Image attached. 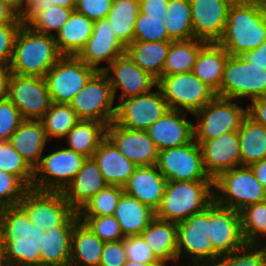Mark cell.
Instances as JSON below:
<instances>
[{
    "mask_svg": "<svg viewBox=\"0 0 266 266\" xmlns=\"http://www.w3.org/2000/svg\"><path fill=\"white\" fill-rule=\"evenodd\" d=\"M0 225L3 256L8 266H34L41 263L39 246L44 230L31 223L19 204L4 208Z\"/></svg>",
    "mask_w": 266,
    "mask_h": 266,
    "instance_id": "1",
    "label": "cell"
},
{
    "mask_svg": "<svg viewBox=\"0 0 266 266\" xmlns=\"http://www.w3.org/2000/svg\"><path fill=\"white\" fill-rule=\"evenodd\" d=\"M63 55L55 36L38 33L28 25L17 32L10 71L14 75L43 77Z\"/></svg>",
    "mask_w": 266,
    "mask_h": 266,
    "instance_id": "2",
    "label": "cell"
},
{
    "mask_svg": "<svg viewBox=\"0 0 266 266\" xmlns=\"http://www.w3.org/2000/svg\"><path fill=\"white\" fill-rule=\"evenodd\" d=\"M266 40V8L234 1L218 43L230 56L258 48Z\"/></svg>",
    "mask_w": 266,
    "mask_h": 266,
    "instance_id": "3",
    "label": "cell"
},
{
    "mask_svg": "<svg viewBox=\"0 0 266 266\" xmlns=\"http://www.w3.org/2000/svg\"><path fill=\"white\" fill-rule=\"evenodd\" d=\"M214 201V181H167L155 217L178 223L206 209Z\"/></svg>",
    "mask_w": 266,
    "mask_h": 266,
    "instance_id": "4",
    "label": "cell"
},
{
    "mask_svg": "<svg viewBox=\"0 0 266 266\" xmlns=\"http://www.w3.org/2000/svg\"><path fill=\"white\" fill-rule=\"evenodd\" d=\"M214 201L240 212L249 205L266 201V192L249 166H238L214 180Z\"/></svg>",
    "mask_w": 266,
    "mask_h": 266,
    "instance_id": "5",
    "label": "cell"
},
{
    "mask_svg": "<svg viewBox=\"0 0 266 266\" xmlns=\"http://www.w3.org/2000/svg\"><path fill=\"white\" fill-rule=\"evenodd\" d=\"M231 101V99L216 96L193 114L197 119V123H194L196 142H204L239 130L247 115V105L244 107L241 101Z\"/></svg>",
    "mask_w": 266,
    "mask_h": 266,
    "instance_id": "6",
    "label": "cell"
},
{
    "mask_svg": "<svg viewBox=\"0 0 266 266\" xmlns=\"http://www.w3.org/2000/svg\"><path fill=\"white\" fill-rule=\"evenodd\" d=\"M157 87L170 109L189 112L191 116L217 96L193 72L161 76Z\"/></svg>",
    "mask_w": 266,
    "mask_h": 266,
    "instance_id": "7",
    "label": "cell"
},
{
    "mask_svg": "<svg viewBox=\"0 0 266 266\" xmlns=\"http://www.w3.org/2000/svg\"><path fill=\"white\" fill-rule=\"evenodd\" d=\"M176 224L178 261L184 257L187 266H192L212 262L220 257L209 239V206ZM185 263L176 265L185 266Z\"/></svg>",
    "mask_w": 266,
    "mask_h": 266,
    "instance_id": "8",
    "label": "cell"
},
{
    "mask_svg": "<svg viewBox=\"0 0 266 266\" xmlns=\"http://www.w3.org/2000/svg\"><path fill=\"white\" fill-rule=\"evenodd\" d=\"M19 205L26 211L31 223L44 231L55 226H74L79 221L77 212L62 192L29 189Z\"/></svg>",
    "mask_w": 266,
    "mask_h": 266,
    "instance_id": "9",
    "label": "cell"
},
{
    "mask_svg": "<svg viewBox=\"0 0 266 266\" xmlns=\"http://www.w3.org/2000/svg\"><path fill=\"white\" fill-rule=\"evenodd\" d=\"M86 159L84 155L65 146L43 155L33 169L32 189L62 192L74 179Z\"/></svg>",
    "mask_w": 266,
    "mask_h": 266,
    "instance_id": "10",
    "label": "cell"
},
{
    "mask_svg": "<svg viewBox=\"0 0 266 266\" xmlns=\"http://www.w3.org/2000/svg\"><path fill=\"white\" fill-rule=\"evenodd\" d=\"M265 96L266 71L229 55L224 66L220 97L242 102V98H250L251 101Z\"/></svg>",
    "mask_w": 266,
    "mask_h": 266,
    "instance_id": "11",
    "label": "cell"
},
{
    "mask_svg": "<svg viewBox=\"0 0 266 266\" xmlns=\"http://www.w3.org/2000/svg\"><path fill=\"white\" fill-rule=\"evenodd\" d=\"M69 105L80 120H94L106 126L114 120L116 106L108 77L97 71Z\"/></svg>",
    "mask_w": 266,
    "mask_h": 266,
    "instance_id": "12",
    "label": "cell"
},
{
    "mask_svg": "<svg viewBox=\"0 0 266 266\" xmlns=\"http://www.w3.org/2000/svg\"><path fill=\"white\" fill-rule=\"evenodd\" d=\"M96 72L77 56L63 55L44 76L52 102L69 104Z\"/></svg>",
    "mask_w": 266,
    "mask_h": 266,
    "instance_id": "13",
    "label": "cell"
},
{
    "mask_svg": "<svg viewBox=\"0 0 266 266\" xmlns=\"http://www.w3.org/2000/svg\"><path fill=\"white\" fill-rule=\"evenodd\" d=\"M156 166L167 181H214L205 171L200 146L194 139L159 151Z\"/></svg>",
    "mask_w": 266,
    "mask_h": 266,
    "instance_id": "14",
    "label": "cell"
},
{
    "mask_svg": "<svg viewBox=\"0 0 266 266\" xmlns=\"http://www.w3.org/2000/svg\"><path fill=\"white\" fill-rule=\"evenodd\" d=\"M170 110L160 89L118 100L113 123L131 129L146 131Z\"/></svg>",
    "mask_w": 266,
    "mask_h": 266,
    "instance_id": "15",
    "label": "cell"
},
{
    "mask_svg": "<svg viewBox=\"0 0 266 266\" xmlns=\"http://www.w3.org/2000/svg\"><path fill=\"white\" fill-rule=\"evenodd\" d=\"M6 97L19 109L23 120H40L52 104L43 77L10 74Z\"/></svg>",
    "mask_w": 266,
    "mask_h": 266,
    "instance_id": "16",
    "label": "cell"
},
{
    "mask_svg": "<svg viewBox=\"0 0 266 266\" xmlns=\"http://www.w3.org/2000/svg\"><path fill=\"white\" fill-rule=\"evenodd\" d=\"M109 79L114 100L128 99L152 91L157 87V79L142 70L126 54L117 57L102 71ZM121 91L120 96L117 95Z\"/></svg>",
    "mask_w": 266,
    "mask_h": 266,
    "instance_id": "17",
    "label": "cell"
},
{
    "mask_svg": "<svg viewBox=\"0 0 266 266\" xmlns=\"http://www.w3.org/2000/svg\"><path fill=\"white\" fill-rule=\"evenodd\" d=\"M209 239L220 256L243 247L246 242L241 231L240 213L213 201L209 205Z\"/></svg>",
    "mask_w": 266,
    "mask_h": 266,
    "instance_id": "18",
    "label": "cell"
},
{
    "mask_svg": "<svg viewBox=\"0 0 266 266\" xmlns=\"http://www.w3.org/2000/svg\"><path fill=\"white\" fill-rule=\"evenodd\" d=\"M196 39L218 42L223 36L229 7L234 0H189Z\"/></svg>",
    "mask_w": 266,
    "mask_h": 266,
    "instance_id": "19",
    "label": "cell"
},
{
    "mask_svg": "<svg viewBox=\"0 0 266 266\" xmlns=\"http://www.w3.org/2000/svg\"><path fill=\"white\" fill-rule=\"evenodd\" d=\"M106 137L135 165H156L159 151L146 131L131 130L111 122L106 126Z\"/></svg>",
    "mask_w": 266,
    "mask_h": 266,
    "instance_id": "20",
    "label": "cell"
},
{
    "mask_svg": "<svg viewBox=\"0 0 266 266\" xmlns=\"http://www.w3.org/2000/svg\"><path fill=\"white\" fill-rule=\"evenodd\" d=\"M197 143L202 152L205 171L212 180L225 171L241 166L238 131Z\"/></svg>",
    "mask_w": 266,
    "mask_h": 266,
    "instance_id": "21",
    "label": "cell"
},
{
    "mask_svg": "<svg viewBox=\"0 0 266 266\" xmlns=\"http://www.w3.org/2000/svg\"><path fill=\"white\" fill-rule=\"evenodd\" d=\"M125 53V47L115 37L107 18L94 22L93 32L84 47L76 55L88 66L96 71H103L99 67L105 61L108 66Z\"/></svg>",
    "mask_w": 266,
    "mask_h": 266,
    "instance_id": "22",
    "label": "cell"
},
{
    "mask_svg": "<svg viewBox=\"0 0 266 266\" xmlns=\"http://www.w3.org/2000/svg\"><path fill=\"white\" fill-rule=\"evenodd\" d=\"M187 113L170 109L146 130L158 151L180 147L194 139V123L187 120Z\"/></svg>",
    "mask_w": 266,
    "mask_h": 266,
    "instance_id": "23",
    "label": "cell"
},
{
    "mask_svg": "<svg viewBox=\"0 0 266 266\" xmlns=\"http://www.w3.org/2000/svg\"><path fill=\"white\" fill-rule=\"evenodd\" d=\"M166 183L167 179L156 165L137 166L123 189L125 194L156 212L161 204Z\"/></svg>",
    "mask_w": 266,
    "mask_h": 266,
    "instance_id": "24",
    "label": "cell"
},
{
    "mask_svg": "<svg viewBox=\"0 0 266 266\" xmlns=\"http://www.w3.org/2000/svg\"><path fill=\"white\" fill-rule=\"evenodd\" d=\"M107 185L96 161L93 158H87L62 194L69 205L78 212L89 199Z\"/></svg>",
    "mask_w": 266,
    "mask_h": 266,
    "instance_id": "25",
    "label": "cell"
},
{
    "mask_svg": "<svg viewBox=\"0 0 266 266\" xmlns=\"http://www.w3.org/2000/svg\"><path fill=\"white\" fill-rule=\"evenodd\" d=\"M92 158L108 185L123 187L137 168L107 137L99 143Z\"/></svg>",
    "mask_w": 266,
    "mask_h": 266,
    "instance_id": "26",
    "label": "cell"
},
{
    "mask_svg": "<svg viewBox=\"0 0 266 266\" xmlns=\"http://www.w3.org/2000/svg\"><path fill=\"white\" fill-rule=\"evenodd\" d=\"M9 142L34 169L43 156L48 138L40 120H23Z\"/></svg>",
    "mask_w": 266,
    "mask_h": 266,
    "instance_id": "27",
    "label": "cell"
},
{
    "mask_svg": "<svg viewBox=\"0 0 266 266\" xmlns=\"http://www.w3.org/2000/svg\"><path fill=\"white\" fill-rule=\"evenodd\" d=\"M155 256L165 265L178 262L177 224L154 218L140 234Z\"/></svg>",
    "mask_w": 266,
    "mask_h": 266,
    "instance_id": "28",
    "label": "cell"
},
{
    "mask_svg": "<svg viewBox=\"0 0 266 266\" xmlns=\"http://www.w3.org/2000/svg\"><path fill=\"white\" fill-rule=\"evenodd\" d=\"M228 57L229 54L218 42L206 43L201 48L192 71L196 77L211 87L218 97Z\"/></svg>",
    "mask_w": 266,
    "mask_h": 266,
    "instance_id": "29",
    "label": "cell"
},
{
    "mask_svg": "<svg viewBox=\"0 0 266 266\" xmlns=\"http://www.w3.org/2000/svg\"><path fill=\"white\" fill-rule=\"evenodd\" d=\"M104 243L83 222L78 221L71 236L69 266H99Z\"/></svg>",
    "mask_w": 266,
    "mask_h": 266,
    "instance_id": "30",
    "label": "cell"
},
{
    "mask_svg": "<svg viewBox=\"0 0 266 266\" xmlns=\"http://www.w3.org/2000/svg\"><path fill=\"white\" fill-rule=\"evenodd\" d=\"M172 41H133L125 48V53L142 70L147 71L158 80L162 76Z\"/></svg>",
    "mask_w": 266,
    "mask_h": 266,
    "instance_id": "31",
    "label": "cell"
},
{
    "mask_svg": "<svg viewBox=\"0 0 266 266\" xmlns=\"http://www.w3.org/2000/svg\"><path fill=\"white\" fill-rule=\"evenodd\" d=\"M114 217L120 224L124 237L140 235L155 218V211L125 193L117 204Z\"/></svg>",
    "mask_w": 266,
    "mask_h": 266,
    "instance_id": "32",
    "label": "cell"
},
{
    "mask_svg": "<svg viewBox=\"0 0 266 266\" xmlns=\"http://www.w3.org/2000/svg\"><path fill=\"white\" fill-rule=\"evenodd\" d=\"M94 22L73 10L69 19L55 35L57 48L62 55L76 56L92 35Z\"/></svg>",
    "mask_w": 266,
    "mask_h": 266,
    "instance_id": "33",
    "label": "cell"
},
{
    "mask_svg": "<svg viewBox=\"0 0 266 266\" xmlns=\"http://www.w3.org/2000/svg\"><path fill=\"white\" fill-rule=\"evenodd\" d=\"M241 152V166L266 159V127L248 114L238 130Z\"/></svg>",
    "mask_w": 266,
    "mask_h": 266,
    "instance_id": "34",
    "label": "cell"
},
{
    "mask_svg": "<svg viewBox=\"0 0 266 266\" xmlns=\"http://www.w3.org/2000/svg\"><path fill=\"white\" fill-rule=\"evenodd\" d=\"M74 226H55L44 231L39 246L41 262L60 266L70 265L71 236Z\"/></svg>",
    "mask_w": 266,
    "mask_h": 266,
    "instance_id": "35",
    "label": "cell"
},
{
    "mask_svg": "<svg viewBox=\"0 0 266 266\" xmlns=\"http://www.w3.org/2000/svg\"><path fill=\"white\" fill-rule=\"evenodd\" d=\"M106 137V125L94 120H79L63 138L68 149L92 158L99 143Z\"/></svg>",
    "mask_w": 266,
    "mask_h": 266,
    "instance_id": "36",
    "label": "cell"
},
{
    "mask_svg": "<svg viewBox=\"0 0 266 266\" xmlns=\"http://www.w3.org/2000/svg\"><path fill=\"white\" fill-rule=\"evenodd\" d=\"M139 14V0H113L107 14L115 37L126 48L133 42L134 24Z\"/></svg>",
    "mask_w": 266,
    "mask_h": 266,
    "instance_id": "37",
    "label": "cell"
},
{
    "mask_svg": "<svg viewBox=\"0 0 266 266\" xmlns=\"http://www.w3.org/2000/svg\"><path fill=\"white\" fill-rule=\"evenodd\" d=\"M207 42L199 39L172 41L162 76L192 72L201 48Z\"/></svg>",
    "mask_w": 266,
    "mask_h": 266,
    "instance_id": "38",
    "label": "cell"
},
{
    "mask_svg": "<svg viewBox=\"0 0 266 266\" xmlns=\"http://www.w3.org/2000/svg\"><path fill=\"white\" fill-rule=\"evenodd\" d=\"M164 23L173 41L194 39L189 0H169Z\"/></svg>",
    "mask_w": 266,
    "mask_h": 266,
    "instance_id": "39",
    "label": "cell"
},
{
    "mask_svg": "<svg viewBox=\"0 0 266 266\" xmlns=\"http://www.w3.org/2000/svg\"><path fill=\"white\" fill-rule=\"evenodd\" d=\"M75 110L69 104L52 102L50 108L40 119L49 139L62 140L79 121Z\"/></svg>",
    "mask_w": 266,
    "mask_h": 266,
    "instance_id": "40",
    "label": "cell"
},
{
    "mask_svg": "<svg viewBox=\"0 0 266 266\" xmlns=\"http://www.w3.org/2000/svg\"><path fill=\"white\" fill-rule=\"evenodd\" d=\"M239 213L246 244L266 245V201L249 205Z\"/></svg>",
    "mask_w": 266,
    "mask_h": 266,
    "instance_id": "41",
    "label": "cell"
},
{
    "mask_svg": "<svg viewBox=\"0 0 266 266\" xmlns=\"http://www.w3.org/2000/svg\"><path fill=\"white\" fill-rule=\"evenodd\" d=\"M124 189L117 185H107L99 193L89 199L77 212L78 216L114 215Z\"/></svg>",
    "mask_w": 266,
    "mask_h": 266,
    "instance_id": "42",
    "label": "cell"
},
{
    "mask_svg": "<svg viewBox=\"0 0 266 266\" xmlns=\"http://www.w3.org/2000/svg\"><path fill=\"white\" fill-rule=\"evenodd\" d=\"M214 266H266V245L245 244L211 262Z\"/></svg>",
    "mask_w": 266,
    "mask_h": 266,
    "instance_id": "43",
    "label": "cell"
},
{
    "mask_svg": "<svg viewBox=\"0 0 266 266\" xmlns=\"http://www.w3.org/2000/svg\"><path fill=\"white\" fill-rule=\"evenodd\" d=\"M0 170L15 175L32 189L33 169L9 141H0Z\"/></svg>",
    "mask_w": 266,
    "mask_h": 266,
    "instance_id": "44",
    "label": "cell"
},
{
    "mask_svg": "<svg viewBox=\"0 0 266 266\" xmlns=\"http://www.w3.org/2000/svg\"><path fill=\"white\" fill-rule=\"evenodd\" d=\"M72 11L73 9L54 5L39 13L28 26L38 33L55 36L69 19Z\"/></svg>",
    "mask_w": 266,
    "mask_h": 266,
    "instance_id": "45",
    "label": "cell"
},
{
    "mask_svg": "<svg viewBox=\"0 0 266 266\" xmlns=\"http://www.w3.org/2000/svg\"><path fill=\"white\" fill-rule=\"evenodd\" d=\"M172 40L162 16H148L139 12L134 24L133 41H164Z\"/></svg>",
    "mask_w": 266,
    "mask_h": 266,
    "instance_id": "46",
    "label": "cell"
},
{
    "mask_svg": "<svg viewBox=\"0 0 266 266\" xmlns=\"http://www.w3.org/2000/svg\"><path fill=\"white\" fill-rule=\"evenodd\" d=\"M78 220L83 222L103 242H111L124 239L120 224L116 220L114 215L78 216Z\"/></svg>",
    "mask_w": 266,
    "mask_h": 266,
    "instance_id": "47",
    "label": "cell"
},
{
    "mask_svg": "<svg viewBox=\"0 0 266 266\" xmlns=\"http://www.w3.org/2000/svg\"><path fill=\"white\" fill-rule=\"evenodd\" d=\"M29 188L15 175L0 170V203L18 205Z\"/></svg>",
    "mask_w": 266,
    "mask_h": 266,
    "instance_id": "48",
    "label": "cell"
},
{
    "mask_svg": "<svg viewBox=\"0 0 266 266\" xmlns=\"http://www.w3.org/2000/svg\"><path fill=\"white\" fill-rule=\"evenodd\" d=\"M124 249L127 260L141 264H163L141 235L124 237Z\"/></svg>",
    "mask_w": 266,
    "mask_h": 266,
    "instance_id": "49",
    "label": "cell"
},
{
    "mask_svg": "<svg viewBox=\"0 0 266 266\" xmlns=\"http://www.w3.org/2000/svg\"><path fill=\"white\" fill-rule=\"evenodd\" d=\"M22 121L14 104L7 97L0 99V141H9Z\"/></svg>",
    "mask_w": 266,
    "mask_h": 266,
    "instance_id": "50",
    "label": "cell"
},
{
    "mask_svg": "<svg viewBox=\"0 0 266 266\" xmlns=\"http://www.w3.org/2000/svg\"><path fill=\"white\" fill-rule=\"evenodd\" d=\"M22 23L0 24V64H10L14 42Z\"/></svg>",
    "mask_w": 266,
    "mask_h": 266,
    "instance_id": "51",
    "label": "cell"
},
{
    "mask_svg": "<svg viewBox=\"0 0 266 266\" xmlns=\"http://www.w3.org/2000/svg\"><path fill=\"white\" fill-rule=\"evenodd\" d=\"M112 2L113 0H77L75 11L95 22L107 17Z\"/></svg>",
    "mask_w": 266,
    "mask_h": 266,
    "instance_id": "52",
    "label": "cell"
},
{
    "mask_svg": "<svg viewBox=\"0 0 266 266\" xmlns=\"http://www.w3.org/2000/svg\"><path fill=\"white\" fill-rule=\"evenodd\" d=\"M126 261L124 239L104 243L99 266H123Z\"/></svg>",
    "mask_w": 266,
    "mask_h": 266,
    "instance_id": "53",
    "label": "cell"
},
{
    "mask_svg": "<svg viewBox=\"0 0 266 266\" xmlns=\"http://www.w3.org/2000/svg\"><path fill=\"white\" fill-rule=\"evenodd\" d=\"M52 7L50 0H24L21 11L17 19L22 25H28L39 13Z\"/></svg>",
    "mask_w": 266,
    "mask_h": 266,
    "instance_id": "54",
    "label": "cell"
},
{
    "mask_svg": "<svg viewBox=\"0 0 266 266\" xmlns=\"http://www.w3.org/2000/svg\"><path fill=\"white\" fill-rule=\"evenodd\" d=\"M169 0H139V12L148 16L165 18Z\"/></svg>",
    "mask_w": 266,
    "mask_h": 266,
    "instance_id": "55",
    "label": "cell"
},
{
    "mask_svg": "<svg viewBox=\"0 0 266 266\" xmlns=\"http://www.w3.org/2000/svg\"><path fill=\"white\" fill-rule=\"evenodd\" d=\"M237 57L244 63H252L266 71V40L258 48L241 52Z\"/></svg>",
    "mask_w": 266,
    "mask_h": 266,
    "instance_id": "56",
    "label": "cell"
},
{
    "mask_svg": "<svg viewBox=\"0 0 266 266\" xmlns=\"http://www.w3.org/2000/svg\"><path fill=\"white\" fill-rule=\"evenodd\" d=\"M247 114L266 127V96L251 100L247 105Z\"/></svg>",
    "mask_w": 266,
    "mask_h": 266,
    "instance_id": "57",
    "label": "cell"
},
{
    "mask_svg": "<svg viewBox=\"0 0 266 266\" xmlns=\"http://www.w3.org/2000/svg\"><path fill=\"white\" fill-rule=\"evenodd\" d=\"M249 167L254 172L256 179L260 182L266 192V159L255 162Z\"/></svg>",
    "mask_w": 266,
    "mask_h": 266,
    "instance_id": "58",
    "label": "cell"
},
{
    "mask_svg": "<svg viewBox=\"0 0 266 266\" xmlns=\"http://www.w3.org/2000/svg\"><path fill=\"white\" fill-rule=\"evenodd\" d=\"M21 23L17 14L6 4L0 1V24Z\"/></svg>",
    "mask_w": 266,
    "mask_h": 266,
    "instance_id": "59",
    "label": "cell"
},
{
    "mask_svg": "<svg viewBox=\"0 0 266 266\" xmlns=\"http://www.w3.org/2000/svg\"><path fill=\"white\" fill-rule=\"evenodd\" d=\"M10 74V64H0V99L7 95Z\"/></svg>",
    "mask_w": 266,
    "mask_h": 266,
    "instance_id": "60",
    "label": "cell"
},
{
    "mask_svg": "<svg viewBox=\"0 0 266 266\" xmlns=\"http://www.w3.org/2000/svg\"><path fill=\"white\" fill-rule=\"evenodd\" d=\"M77 0H50L51 6H60L75 10Z\"/></svg>",
    "mask_w": 266,
    "mask_h": 266,
    "instance_id": "61",
    "label": "cell"
},
{
    "mask_svg": "<svg viewBox=\"0 0 266 266\" xmlns=\"http://www.w3.org/2000/svg\"><path fill=\"white\" fill-rule=\"evenodd\" d=\"M10 7L17 15L21 11L24 0H0Z\"/></svg>",
    "mask_w": 266,
    "mask_h": 266,
    "instance_id": "62",
    "label": "cell"
},
{
    "mask_svg": "<svg viewBox=\"0 0 266 266\" xmlns=\"http://www.w3.org/2000/svg\"><path fill=\"white\" fill-rule=\"evenodd\" d=\"M234 1L243 2L247 4H253V5L266 8V0H234Z\"/></svg>",
    "mask_w": 266,
    "mask_h": 266,
    "instance_id": "63",
    "label": "cell"
},
{
    "mask_svg": "<svg viewBox=\"0 0 266 266\" xmlns=\"http://www.w3.org/2000/svg\"><path fill=\"white\" fill-rule=\"evenodd\" d=\"M123 266H165L164 264H141L132 260H127Z\"/></svg>",
    "mask_w": 266,
    "mask_h": 266,
    "instance_id": "64",
    "label": "cell"
},
{
    "mask_svg": "<svg viewBox=\"0 0 266 266\" xmlns=\"http://www.w3.org/2000/svg\"><path fill=\"white\" fill-rule=\"evenodd\" d=\"M0 255H3V238H2L1 225H0Z\"/></svg>",
    "mask_w": 266,
    "mask_h": 266,
    "instance_id": "65",
    "label": "cell"
},
{
    "mask_svg": "<svg viewBox=\"0 0 266 266\" xmlns=\"http://www.w3.org/2000/svg\"><path fill=\"white\" fill-rule=\"evenodd\" d=\"M0 266H8L5 257L3 255H0Z\"/></svg>",
    "mask_w": 266,
    "mask_h": 266,
    "instance_id": "66",
    "label": "cell"
},
{
    "mask_svg": "<svg viewBox=\"0 0 266 266\" xmlns=\"http://www.w3.org/2000/svg\"><path fill=\"white\" fill-rule=\"evenodd\" d=\"M4 208H5V206L2 203H0V222H1V219L3 216Z\"/></svg>",
    "mask_w": 266,
    "mask_h": 266,
    "instance_id": "67",
    "label": "cell"
},
{
    "mask_svg": "<svg viewBox=\"0 0 266 266\" xmlns=\"http://www.w3.org/2000/svg\"><path fill=\"white\" fill-rule=\"evenodd\" d=\"M34 266H60V265H56V264H49V263H40V264H36Z\"/></svg>",
    "mask_w": 266,
    "mask_h": 266,
    "instance_id": "68",
    "label": "cell"
},
{
    "mask_svg": "<svg viewBox=\"0 0 266 266\" xmlns=\"http://www.w3.org/2000/svg\"><path fill=\"white\" fill-rule=\"evenodd\" d=\"M192 266H214V265L211 262H208V263H199Z\"/></svg>",
    "mask_w": 266,
    "mask_h": 266,
    "instance_id": "69",
    "label": "cell"
}]
</instances>
